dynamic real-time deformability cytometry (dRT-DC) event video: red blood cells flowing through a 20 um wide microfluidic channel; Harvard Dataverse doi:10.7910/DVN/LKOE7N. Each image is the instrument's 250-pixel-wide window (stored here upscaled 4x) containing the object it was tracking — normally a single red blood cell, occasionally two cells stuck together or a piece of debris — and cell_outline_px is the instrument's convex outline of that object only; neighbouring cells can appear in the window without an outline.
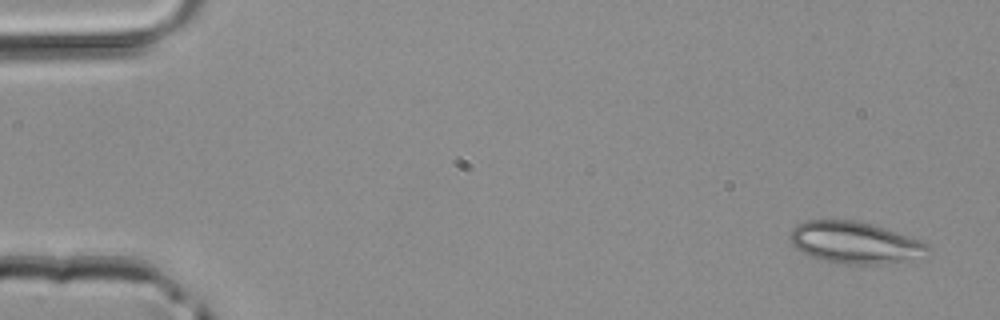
{"species": "common noctule bat (a hibernating species)", "species_latin": "Nyctalus noctula", "temperature_condition": "room temperature", "stored_images_in_passage": 3, "camera_frame_rate_fps": 3000, "um_per_image_px": 0.085, "animal": {"sex": "male", "body_mass_g": 20.4}, "frame": {"image": 1, "passage_image": 1, "time_ms": 0.0, "image_size_px": [1000, 320], "cell_outline_px": [[928, 248], [900, 260], [884, 264], [840, 264], [808, 256], [796, 248], [792, 244], [788, 236], [792, 228], [796, 224], [804, 220], [852, 220], [872, 224], [920, 240], [928, 244]], "centroid_in_image_um": [72.47, 20.59], "position_along_channel_um": 12.5, "area_um2": 32.71}}